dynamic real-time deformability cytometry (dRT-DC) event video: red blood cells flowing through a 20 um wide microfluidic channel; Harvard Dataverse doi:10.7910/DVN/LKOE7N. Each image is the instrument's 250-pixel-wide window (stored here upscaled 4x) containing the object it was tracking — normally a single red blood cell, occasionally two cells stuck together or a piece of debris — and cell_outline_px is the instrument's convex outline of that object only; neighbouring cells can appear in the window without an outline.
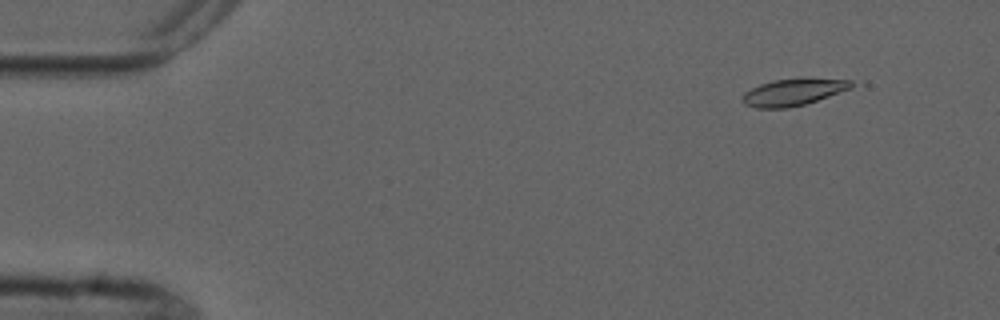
{"species": "common noctule bat (a hibernating species)", "species_latin": "Nyctalus noctula", "temperature_condition": "cold", "stored_images_in_passage": 3, "camera_frame_rate_fps": 3000, "um_per_image_px": 0.085, "animal": {"sex": "male", "forearm_length_mm": 52.5}, "frame": {"image": 1, "passage_image": 2, "time_ms": 1.333, "image_size_px": [1000, 320], "cell_outline_px": [[868, 84], [804, 104], [788, 108], [756, 108], [744, 104], [740, 100], [740, 96], [744, 92], [760, 84], [772, 80], [800, 76], [808, 76], [868, 80]], "centroid_in_image_um": [67.72, 7.75], "position_along_channel_um": 17.3, "area_um2": 18.84}}